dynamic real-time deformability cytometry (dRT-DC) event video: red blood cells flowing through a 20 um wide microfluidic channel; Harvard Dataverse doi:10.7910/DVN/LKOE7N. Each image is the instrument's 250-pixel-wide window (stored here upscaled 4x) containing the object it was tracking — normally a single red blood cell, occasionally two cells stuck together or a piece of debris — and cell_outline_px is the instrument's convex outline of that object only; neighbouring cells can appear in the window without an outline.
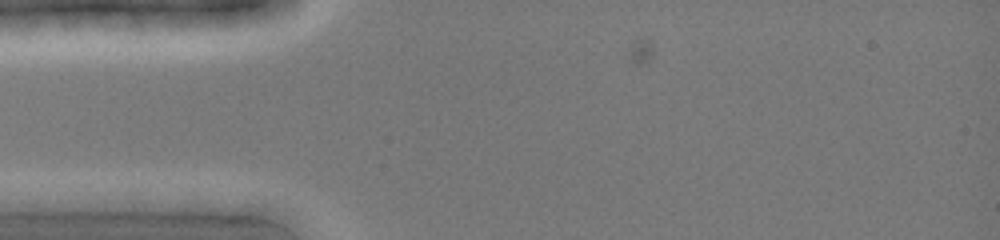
{"species": "common noctule bat (a hibernating species)", "species_latin": "Nyctalus noctula", "temperature_condition": "cold", "stored_images_in_passage": 2, "camera_frame_rate_fps": 3000, "um_per_image_px": 0.085, "animal": {"sex": "female", "body_mass_g": 19.0, "forearm_length_mm": 51.5}, "frame": {"image": 1, "passage_image": 2, "time_ms": 0.333, "image_size_px": [1000, 240], "cell_outline_px": [[152, 200], [124, 212], [112, 212], [16, 200], [24, 192], [140, 192]], "centroid_in_image_um": [7.58, 17.0], "position_along_channel_um": 77.4, "area_um2": 13.7}}